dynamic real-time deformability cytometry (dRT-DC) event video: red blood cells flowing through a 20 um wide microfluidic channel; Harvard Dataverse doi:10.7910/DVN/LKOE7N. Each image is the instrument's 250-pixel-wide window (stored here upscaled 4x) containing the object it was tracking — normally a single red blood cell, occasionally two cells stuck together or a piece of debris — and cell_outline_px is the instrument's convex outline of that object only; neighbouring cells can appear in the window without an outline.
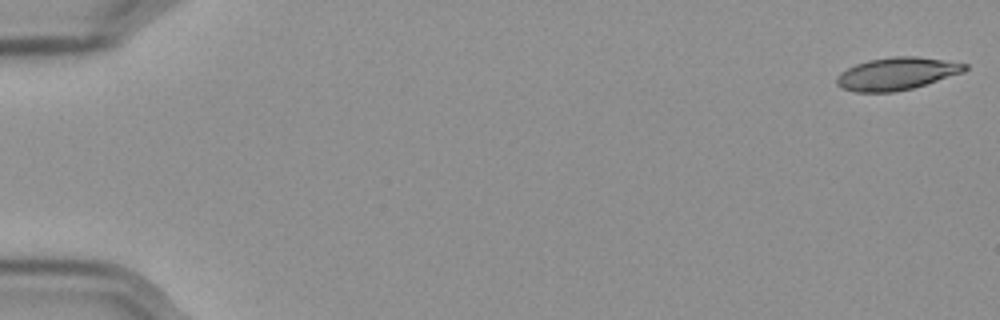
{"species": "Egyptian fruit bat (a non-hibernating species)", "species_latin": "Rousettus aegyptiacus", "temperature_condition": "cold", "stored_images_in_passage": 57, "camera_frame_rate_fps": 3000, "um_per_image_px": 0.085, "frame": {"image": 1, "passage_image": 1, "time_ms": 0.0, "image_size_px": [1000, 320], "cell_outline_px": [[968, 68], [964, 72], [912, 88], [896, 92], [856, 92], [840, 88], [836, 84], [836, 76], [840, 72], [856, 64], [868, 60], [892, 56], [916, 56], [968, 64]], "centroid_in_image_um": [76.18, 6.26], "position_along_channel_um": 8.8, "area_um2": 24.28}}
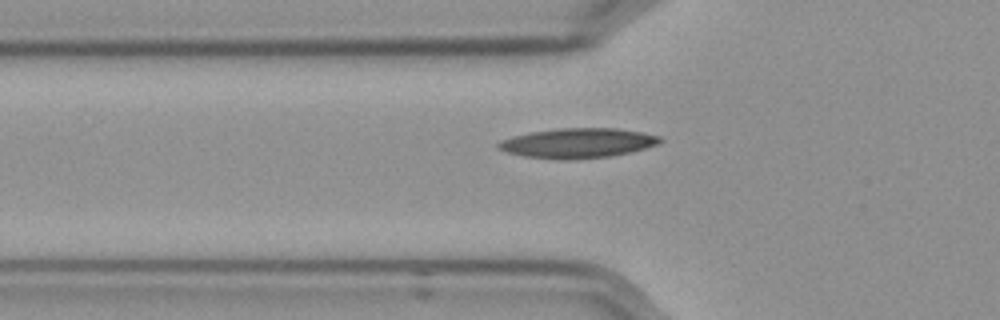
{"frame": {"image": 2, "passage_image": 20, "time_ms": 6.333, "image_size_px": [1000, 320], "cell_outline_px": [[664, 140], [660, 144], [632, 152], [612, 156], [568, 160], [556, 160], [524, 156], [508, 152], [496, 148], [496, 144], [500, 140], [512, 136], [528, 132], [560, 128], [616, 128], [640, 132], [660, 136]], "centroid_in_image_um": [49.1, 12.17], "position_along_channel_um": 76.7, "area_um2": 28.44}}
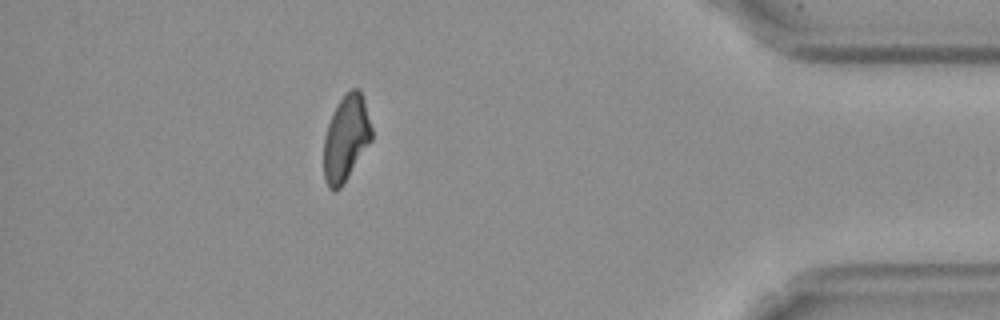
{"frame": {"image": 3, "passage_image": 51, "time_ms": 16.667, "image_size_px": [1000, 320], "cell_outline_px": [[372, 140], [340, 188], [336, 192], [332, 192], [328, 188], [324, 180], [324, 136], [332, 112], [340, 100], [352, 88], [360, 88], [364, 100], [372, 128]], "centroid_in_image_um": [29.4, 11.77], "position_along_channel_um": 405.8, "area_um2": 23.93}, "authors_computed_cell_mechanics": {"area_um2": 25.3164, "velocity_mm_per_s": 3.5785, "shape_relaxation_time_tau1_ms": 7.5169, "shape_relaxation_time_tau2_ms": 4.3692, "deformation_change_tau1": 0.1882, "deformation_change_tau2": 0.1146}}